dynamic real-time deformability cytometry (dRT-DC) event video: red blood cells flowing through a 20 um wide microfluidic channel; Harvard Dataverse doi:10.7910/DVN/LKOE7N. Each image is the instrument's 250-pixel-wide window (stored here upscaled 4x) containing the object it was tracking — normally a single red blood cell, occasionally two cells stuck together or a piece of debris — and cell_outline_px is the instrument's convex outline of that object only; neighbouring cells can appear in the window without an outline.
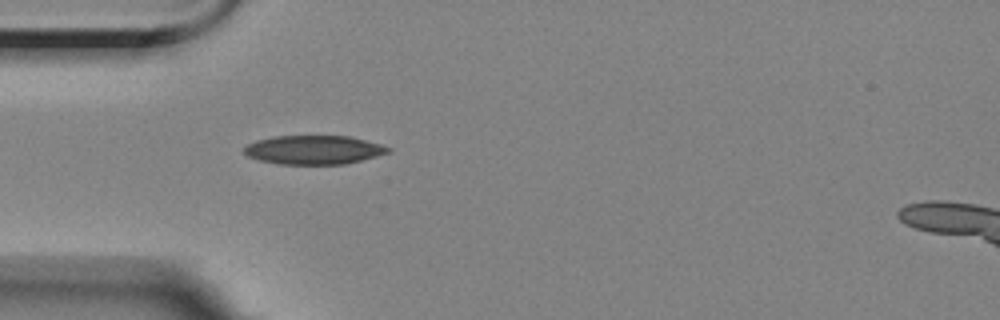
{"species": "Egyptian fruit bat (a non-hibernating species)", "species_latin": "Rousettus aegyptiacus", "temperature_condition": "room temperature", "stored_images_in_passage": 3, "camera_frame_rate_fps": 3000, "um_per_image_px": 0.085, "animal": {"sex": "female"}, "frame": {"image": 1, "passage_image": 3, "time_ms": 2.333, "image_size_px": [1000, 320], "cell_outline_px": [[392, 152], [344, 164], [280, 164], [260, 160], [248, 156], [244, 152], [244, 148], [248, 144], [256, 140], [272, 136], [348, 136], [380, 144], [392, 148]], "centroid_in_image_um": [26.67, 12.73], "position_along_channel_um": 58.3, "area_um2": 24.1}}